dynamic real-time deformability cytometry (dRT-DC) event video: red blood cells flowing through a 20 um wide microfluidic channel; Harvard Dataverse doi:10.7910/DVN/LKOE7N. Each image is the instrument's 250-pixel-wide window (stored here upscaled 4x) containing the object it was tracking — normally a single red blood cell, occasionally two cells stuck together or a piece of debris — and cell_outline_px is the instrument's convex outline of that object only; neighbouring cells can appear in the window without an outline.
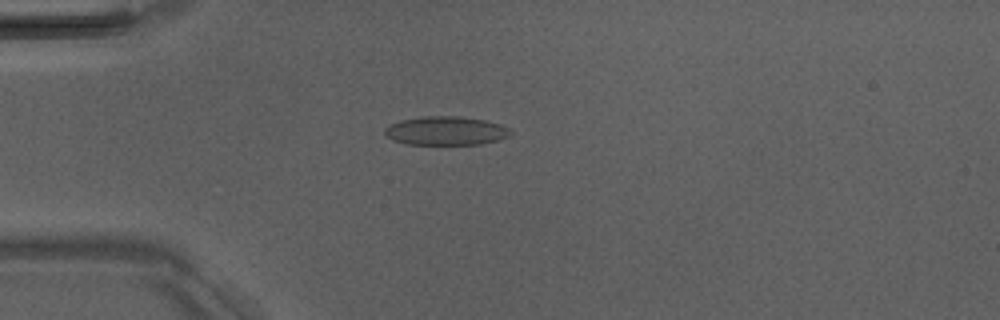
{"species": "Egyptian fruit bat (a non-hibernating species)", "species_latin": "Rousettus aegyptiacus", "temperature_condition": "room temperature", "stored_images_in_passage": 4, "camera_frame_rate_fps": 3000, "um_per_image_px": 0.085, "animal": {"sex": "male"}, "frame": {"image": 1, "passage_image": 2, "time_ms": 2.333, "image_size_px": [1000, 320], "cell_outline_px": [[512, 132], [508, 136], [500, 140], [480, 144], [408, 144], [392, 140], [384, 132], [384, 128], [400, 120], [424, 116], [460, 116], [484, 120], [500, 124], [508, 128]], "centroid_in_image_um": [37.91, 11.11], "position_along_channel_um": 47.1, "area_um2": 20.98}}